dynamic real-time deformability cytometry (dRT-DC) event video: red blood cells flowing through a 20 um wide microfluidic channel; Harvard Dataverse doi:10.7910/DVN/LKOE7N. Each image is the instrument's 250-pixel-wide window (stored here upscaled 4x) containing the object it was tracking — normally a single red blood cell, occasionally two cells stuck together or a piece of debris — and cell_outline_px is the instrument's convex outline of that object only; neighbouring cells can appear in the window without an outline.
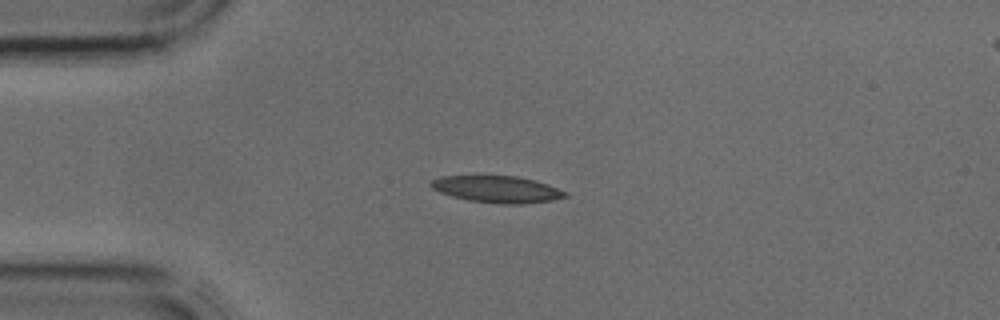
{"species": "common noctule bat (a hibernating species)", "species_latin": "Nyctalus noctula", "temperature_condition": "cold", "stored_images_in_passage": 2, "camera_frame_rate_fps": 3000, "um_per_image_px": 0.085, "animal": {"sex": "male", "body_mass_g": 17.9, "forearm_length_mm": 54.2}, "frame": {"image": 1, "passage_image": 1, "time_ms": 0.0, "image_size_px": [1000, 320], "cell_outline_px": [[568, 196], [552, 200], [520, 204], [500, 204], [468, 200], [452, 196], [440, 192], [432, 188], [428, 184], [432, 180], [440, 176], [516, 176], [548, 184], [568, 192]], "centroid_in_image_um": [42.25, 16.09], "position_along_channel_um": 42.8, "area_um2": 20.87}}